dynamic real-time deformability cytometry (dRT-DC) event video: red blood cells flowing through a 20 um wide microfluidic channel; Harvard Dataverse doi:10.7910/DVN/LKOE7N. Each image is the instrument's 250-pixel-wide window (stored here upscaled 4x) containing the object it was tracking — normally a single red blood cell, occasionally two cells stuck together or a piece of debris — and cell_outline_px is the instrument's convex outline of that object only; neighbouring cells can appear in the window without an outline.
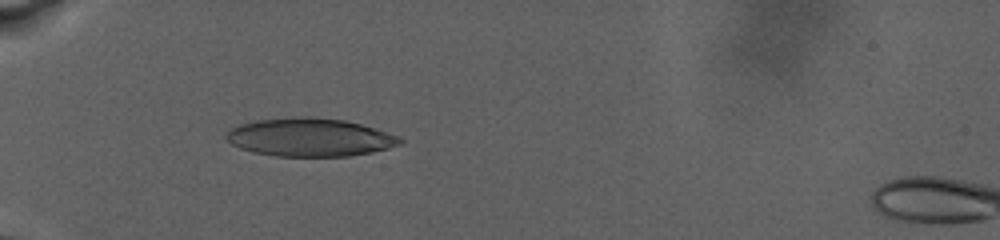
{"species": "human", "species_latin": "Homo sapiens", "temperature_condition": "warm", "stored_images_in_passage": 32, "camera_frame_rate_fps": 3000, "um_per_image_px": 0.085, "donor": {"sex": "male"}, "frame": {"image": 1, "passage_image": 21, "time_ms": 5.333, "image_size_px": [1000, 240], "cell_outline_px": [[404, 140], [400, 144], [388, 148], [372, 152], [348, 156], [276, 156], [252, 152], [240, 148], [224, 140], [224, 136], [228, 128], [240, 124], [256, 120], [300, 116], [308, 116], [344, 120], [360, 124], [396, 136]], "centroid_in_image_um": [26.24, 11.67], "position_along_channel_um": 58.8, "area_um2": 38.67}}
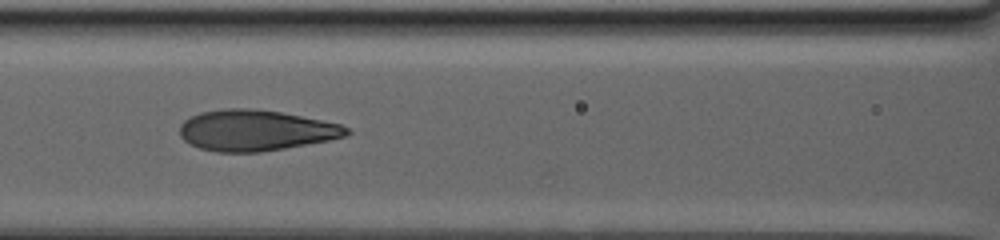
{"frame": {"image": 2, "passage_image": 28, "time_ms": 9.333, "image_size_px": [1000, 240], "cell_outline_px": [[352, 132], [348, 136], [328, 140], [284, 148], [260, 152], [216, 152], [200, 148], [184, 140], [180, 136], [180, 124], [184, 120], [200, 112], [224, 108], [248, 108], [280, 112], [340, 124], [348, 128]], "centroid_in_image_um": [21.71, 11.08], "position_along_channel_um": 144.9, "area_um2": 39.54}}
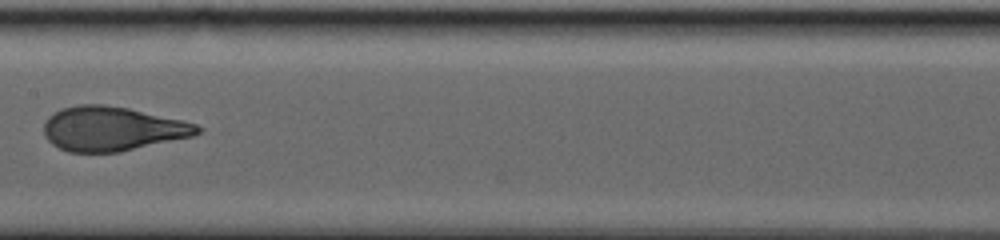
{"frame": {"image": 3, "passage_image": 31, "time_ms": 11.333, "image_size_px": [1000, 240], "cell_outline_px": [[204, 128], [200, 132], [192, 136], [120, 152], [68, 152], [52, 144], [48, 140], [44, 132], [44, 120], [48, 116], [64, 108], [80, 104], [104, 104], [128, 108], [180, 120], [196, 124]], "centroid_in_image_um": [9.52, 10.95], "position_along_channel_um": 197.9, "area_um2": 39.42}}